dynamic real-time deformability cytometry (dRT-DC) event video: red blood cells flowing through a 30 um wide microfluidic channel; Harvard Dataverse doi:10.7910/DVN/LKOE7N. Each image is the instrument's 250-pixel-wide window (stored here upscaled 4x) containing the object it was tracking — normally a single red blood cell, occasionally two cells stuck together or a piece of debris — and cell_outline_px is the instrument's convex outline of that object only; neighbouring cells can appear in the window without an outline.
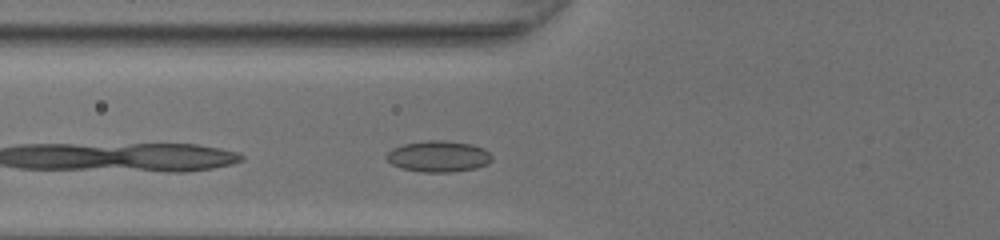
{"species": "common noctule bat (a hibernating species)", "species_latin": "Nyctalus noctula", "temperature_condition": "room temperature", "stored_images_in_passage": 27, "camera_frame_rate_fps": 3000, "um_per_image_px": 0.085, "animal": {"sex": "female", "body_mass_g": 20.0, "forearm_length_mm": 54.0}, "frame": {"image": 1, "passage_image": 2, "time_ms": 0.333, "image_size_px": [1000, 240], "cell_outline_px": [[492, 160], [488, 164], [476, 168], [452, 172], [424, 172], [400, 168], [392, 164], [384, 156], [392, 148], [404, 144], [428, 140], [444, 140], [472, 144], [484, 148], [492, 156]], "centroid_in_image_um": [37.28, 13.29], "position_along_channel_um": 88.5, "area_um2": 19.25}}
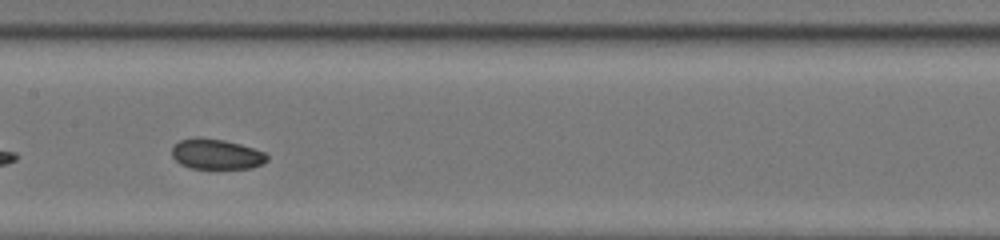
{"frame": {"image": 2, "passage_image": 9, "time_ms": 2.667, "image_size_px": [1000, 240], "cell_outline_px": [[268, 160], [252, 168], [192, 168], [180, 164], [172, 156], [172, 144], [180, 140], [192, 136], [200, 136], [224, 140], [240, 144], [264, 152], [268, 156]], "centroid_in_image_um": [18.34, 13.08], "position_along_channel_um": 189.1, "area_um2": 16.94}}
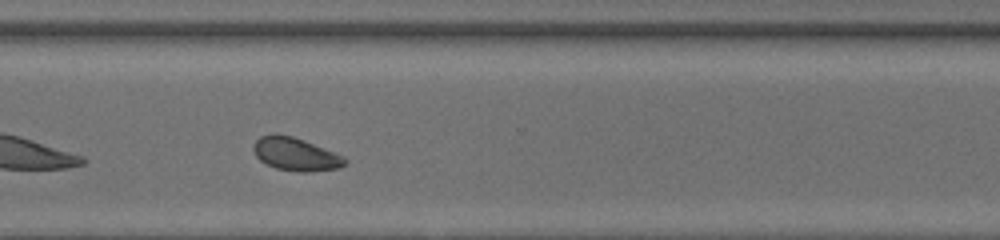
{"frame": {"image": 3, "passage_image": 20, "time_ms": 6.333, "image_size_px": [1000, 240], "cell_outline_px": [[348, 160], [340, 168], [308, 172], [300, 172], [276, 168], [260, 160], [256, 156], [252, 148], [252, 144], [260, 136], [272, 132], [276, 132], [292, 136], [304, 140], [344, 156]], "centroid_in_image_um": [25.1, 13.08], "position_along_channel_um": 345.5, "area_um2": 17.8}, "authors_computed_cell_mechanics": {"area_um2": 17.5134, "velocity_mm_per_s": 4.2856, "shape_relaxation_time_tau1_ms": null, "shape_relaxation_time_tau2_ms": 1.9638, "deformation_change_tau1": null, "deformation_change_tau2": 0.0644}}